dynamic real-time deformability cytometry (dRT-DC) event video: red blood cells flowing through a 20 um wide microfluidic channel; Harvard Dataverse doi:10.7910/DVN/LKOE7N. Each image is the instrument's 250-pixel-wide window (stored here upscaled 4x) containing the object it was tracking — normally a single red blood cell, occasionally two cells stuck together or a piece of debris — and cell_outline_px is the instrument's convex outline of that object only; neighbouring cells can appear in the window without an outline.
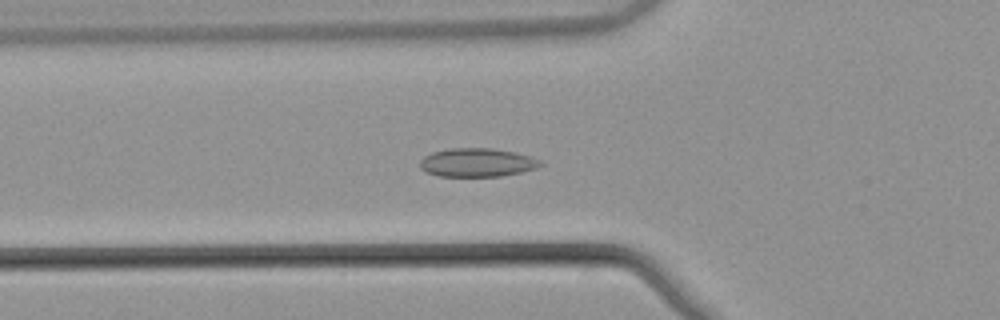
{"species": "common noctule bat (a hibernating species)", "species_latin": "Nyctalus noctula", "temperature_condition": "warm", "stored_images_in_passage": 54, "camera_frame_rate_fps": 3000, "um_per_image_px": 0.085, "animal": {"sex": "male", "body_mass_g": 21.5, "forearm_length_mm": 52.0}, "frame": {"image": 1, "passage_image": 20, "time_ms": 6.333, "image_size_px": [1000, 320], "cell_outline_px": [[544, 164], [536, 168], [520, 172], [500, 176], [440, 176], [428, 172], [420, 168], [420, 160], [424, 156], [432, 152], [452, 148], [492, 148], [516, 152], [532, 156], [540, 160]], "centroid_in_image_um": [40.58, 13.8], "position_along_channel_um": 85.2, "area_um2": 20.06}}
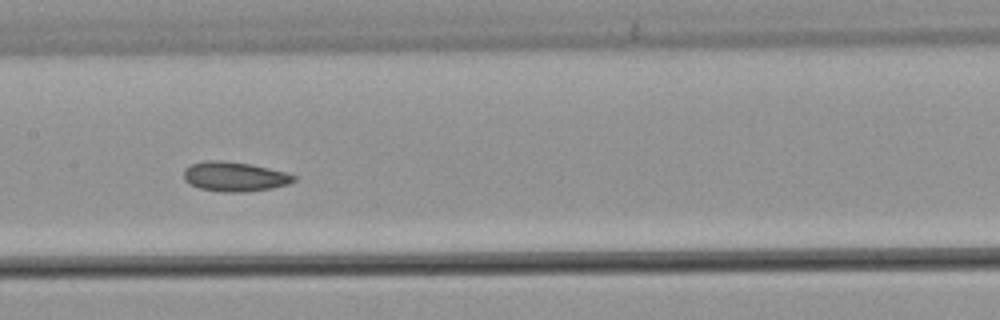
{"frame": {"image": 2, "passage_image": 28, "time_ms": 9.0, "image_size_px": [1000, 320], "cell_outline_px": [[296, 180], [288, 184], [272, 188], [244, 192], [220, 192], [200, 188], [184, 180], [184, 168], [192, 164], [208, 160], [220, 160], [248, 164], [268, 168], [284, 172], [296, 176]], "centroid_in_image_um": [19.93, 15.02], "position_along_channel_um": 187.5, "area_um2": 18.79}}
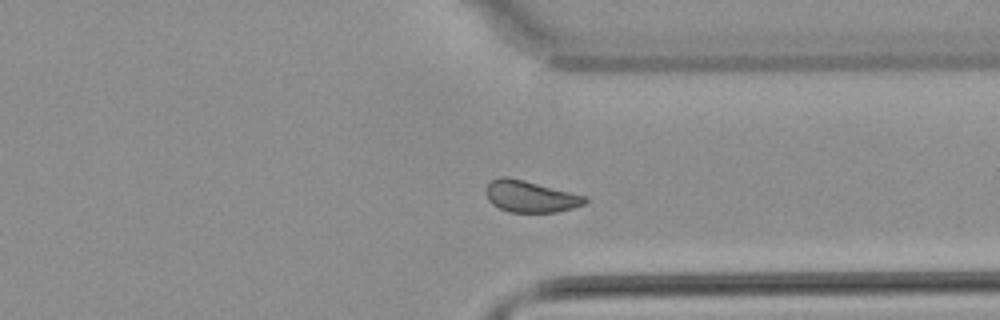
{"frame": {"image": 3, "passage_image": 42, "time_ms": 13.667, "image_size_px": [1000, 320], "cell_outline_px": [[588, 200], [584, 204], [572, 208], [556, 212], [508, 212], [492, 204], [488, 200], [484, 188], [492, 180], [500, 176], [504, 176], [524, 180], [588, 196]], "centroid_in_image_um": [45.08, 16.69], "position_along_channel_um": 366.3, "area_um2": 18.32}, "authors_computed_cell_mechanics": {"area_um2": 19.2763, "velocity_mm_per_s": 3.8354, "shape_relaxation_time_tau1_ms": null, "shape_relaxation_time_tau2_ms": 6.3649, "deformation_change_tau1": null, "deformation_change_tau2": 0.0759}}